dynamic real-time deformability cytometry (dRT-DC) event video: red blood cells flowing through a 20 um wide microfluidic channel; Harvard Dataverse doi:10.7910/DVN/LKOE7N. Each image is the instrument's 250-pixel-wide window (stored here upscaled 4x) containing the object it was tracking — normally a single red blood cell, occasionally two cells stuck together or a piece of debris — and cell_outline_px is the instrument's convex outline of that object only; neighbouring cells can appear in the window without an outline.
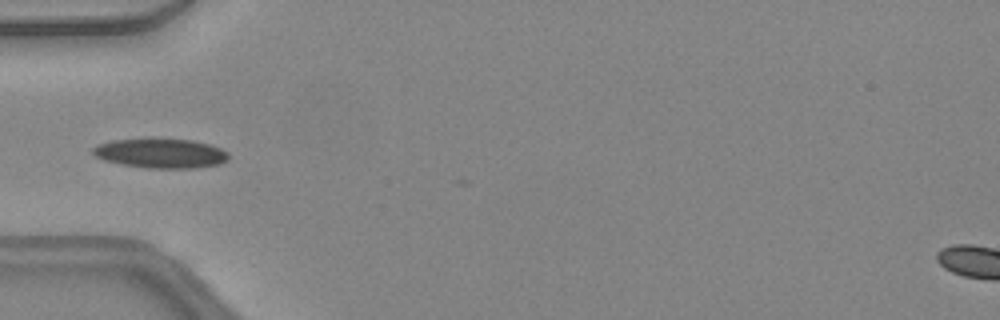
{"species": "common noctule bat (a hibernating species)", "species_latin": "Nyctalus noctula", "temperature_condition": "warm", "stored_images_in_passage": 4, "camera_frame_rate_fps": 3000, "um_per_image_px": 0.085, "animal": {"sex": "female", "body_mass_g": 24.6, "forearm_length_mm": 56.2}, "frame": {"image": 1, "passage_image": 1, "time_ms": 0.0, "image_size_px": [1000, 320], "cell_outline_px": [[228, 160], [220, 164], [196, 168], [144, 168], [120, 164], [104, 160], [96, 156], [92, 152], [92, 148], [96, 144], [112, 140], [192, 140], [208, 144], [220, 148], [228, 152]], "centroid_in_image_um": [13.66, 13.05], "position_along_channel_um": 71.3, "area_um2": 23.06}}